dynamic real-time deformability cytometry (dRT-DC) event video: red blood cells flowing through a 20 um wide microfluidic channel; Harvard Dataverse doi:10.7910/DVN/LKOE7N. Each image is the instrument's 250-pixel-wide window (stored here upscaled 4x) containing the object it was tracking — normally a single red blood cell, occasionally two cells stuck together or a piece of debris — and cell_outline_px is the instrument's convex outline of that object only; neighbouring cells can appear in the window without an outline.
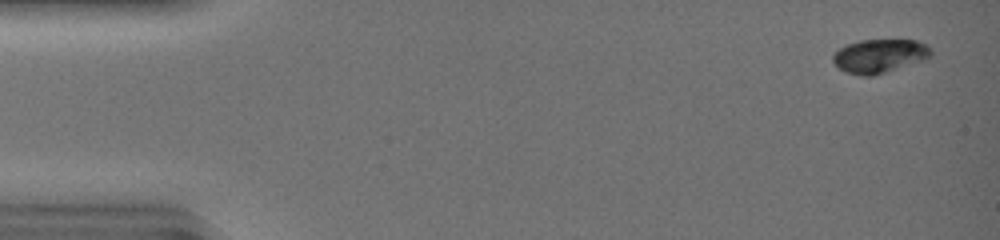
{"species": "common noctule bat (a hibernating species)", "species_latin": "Nyctalus noctula", "temperature_condition": "warm", "stored_images_in_passage": 47, "camera_frame_rate_fps": 3000, "um_per_image_px": 0.085, "animal": {"sex": "female", "body_mass_g": 19.0, "forearm_length_mm": 51.5}, "frame": {"image": 1, "passage_image": 3, "time_ms": 0.667, "image_size_px": [1000, 240], "cell_outline_px": [[932, 56], [924, 60], [872, 76], [860, 76], [844, 72], [832, 60], [832, 56], [840, 48], [848, 44], [860, 40], [916, 40], [928, 44], [932, 48]], "centroid_in_image_um": [74.79, 4.75], "position_along_channel_um": 10.2, "area_um2": 19.31}}
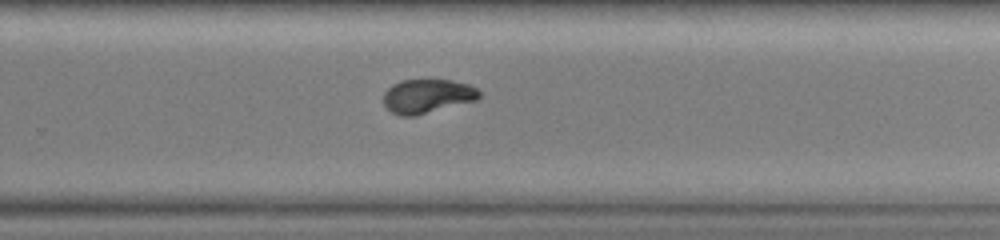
{"frame": {"image": 2, "passage_image": 33, "time_ms": 10.667, "image_size_px": [1000, 240], "cell_outline_px": [[480, 96], [476, 100], [416, 116], [400, 116], [392, 112], [384, 104], [384, 92], [392, 84], [400, 80], [452, 80], [468, 84], [476, 88], [480, 92]], "centroid_in_image_um": [36.31, 8.17], "position_along_channel_um": 293.5, "area_um2": 18.96}}
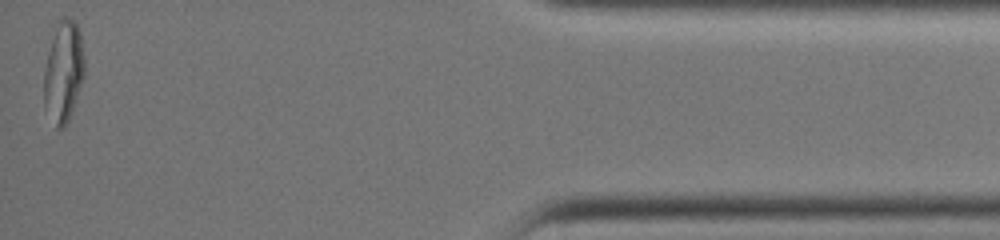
{"frame": {"image": 3, "passage_image": 47, "time_ms": 15.333, "image_size_px": [1000, 240], "cell_outline_px": [[84, 76], [72, 112], [64, 128], [56, 128], [44, 104], [44, 68], [56, 20], [60, 16], [68, 16], [76, 24], [80, 32], [84, 56]], "centroid_in_image_um": [5.39, 6.04], "position_along_channel_um": 429.8, "area_um2": 24.04}, "authors_computed_cell_mechanics": {"area_um2": 20.6924, "velocity_mm_per_s": 4.1792, "shape_relaxation_time_tau1_ms": 8.2977, "shape_relaxation_time_tau2_ms": 0.6839, "deformation_change_tau1": 0.2568, "deformation_change_tau2": 0.0286}}